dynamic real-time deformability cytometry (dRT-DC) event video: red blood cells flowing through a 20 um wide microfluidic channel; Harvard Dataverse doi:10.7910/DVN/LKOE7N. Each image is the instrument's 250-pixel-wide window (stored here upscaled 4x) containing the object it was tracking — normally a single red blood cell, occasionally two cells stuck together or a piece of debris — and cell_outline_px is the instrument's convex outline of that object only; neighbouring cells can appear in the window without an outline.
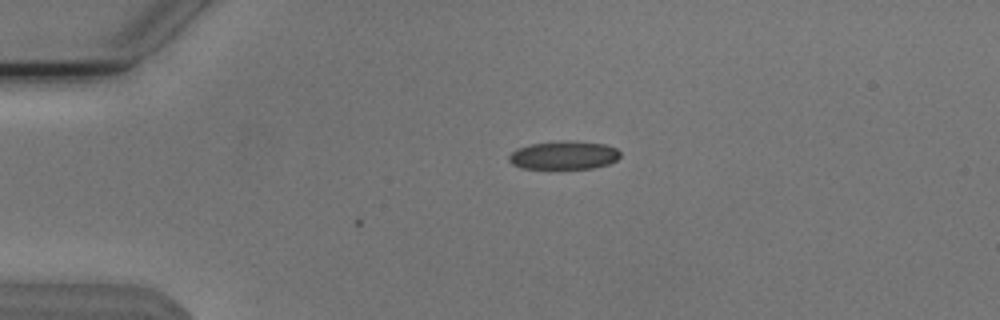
{"species": "Egyptian fruit bat (a non-hibernating species)", "species_latin": "Rousettus aegyptiacus", "temperature_condition": "cold", "stored_images_in_passage": 4, "camera_frame_rate_fps": 3000, "um_per_image_px": 0.085, "animal": {"sex": "male"}, "frame": {"image": 1, "passage_image": 4, "time_ms": 1.0, "image_size_px": [1000, 320], "cell_outline_px": [[620, 156], [616, 160], [608, 164], [592, 168], [520, 168], [512, 164], [508, 160], [508, 156], [516, 148], [532, 144], [560, 140], [568, 140], [604, 144], [616, 148], [620, 152]], "centroid_in_image_um": [47.91, 13.18], "position_along_channel_um": 37.1, "area_um2": 18.38}}